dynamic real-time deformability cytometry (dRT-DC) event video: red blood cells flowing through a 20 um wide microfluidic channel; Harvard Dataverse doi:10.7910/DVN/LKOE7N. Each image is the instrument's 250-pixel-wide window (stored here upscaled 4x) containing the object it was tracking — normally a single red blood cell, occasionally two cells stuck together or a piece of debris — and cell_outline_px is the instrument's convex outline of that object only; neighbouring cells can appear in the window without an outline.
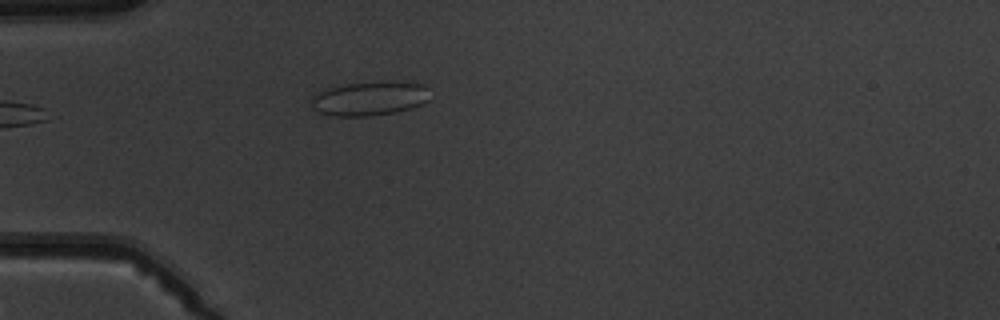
{"species": "common noctule bat (a hibernating species)", "species_latin": "Nyctalus noctula", "temperature_condition": "warm", "stored_images_in_passage": 1, "camera_frame_rate_fps": 3000, "um_per_image_px": 0.085, "animal": {"sex": "male", "body_mass_g": 19.5, "forearm_length_mm": 54.6}, "frame": {"image": 1, "passage_image": 1, "time_ms": 0.0, "image_size_px": [1000, 320], "cell_outline_px": [[428, 100], [412, 108], [372, 116], [336, 116], [316, 112], [312, 108], [312, 96], [328, 88], [348, 84], [384, 80], [396, 80], [424, 84], [428, 88]], "centroid_in_image_um": [31.44, 8.35], "position_along_channel_um": 53.6, "area_um2": 23.81}}